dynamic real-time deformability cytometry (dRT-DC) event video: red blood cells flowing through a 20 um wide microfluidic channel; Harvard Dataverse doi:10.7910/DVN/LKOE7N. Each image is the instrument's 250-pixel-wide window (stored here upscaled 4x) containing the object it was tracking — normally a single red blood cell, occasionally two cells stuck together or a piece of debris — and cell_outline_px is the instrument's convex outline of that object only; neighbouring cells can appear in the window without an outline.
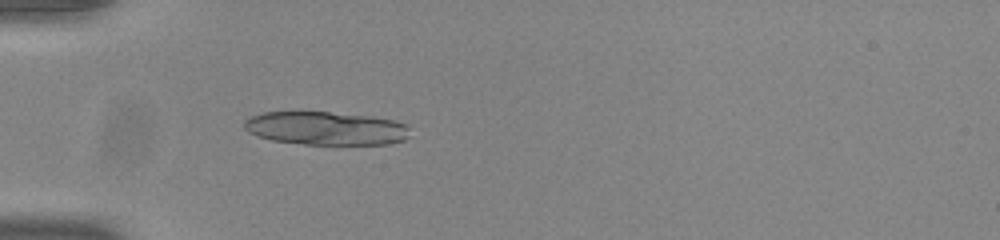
{"species": "common noctule bat (a hibernating species)", "species_latin": "Nyctalus noctula", "temperature_condition": "room temperature", "stored_images_in_passage": 37, "camera_frame_rate_fps": 3000, "um_per_image_px": 0.085, "animal": {"sex": "male", "body_mass_g": 20.0, "forearm_length_mm": 53.3}, "frame": {"image": 1, "passage_image": 1, "time_ms": 0.0, "image_size_px": [1000, 240], "cell_outline_px": [[408, 136], [404, 140], [392, 144], [304, 144], [272, 140], [256, 136], [248, 132], [244, 128], [244, 120], [248, 116], [264, 112], [328, 112], [372, 116], [396, 120], [404, 124], [408, 128]], "centroid_in_image_um": [27.67, 10.9], "position_along_channel_um": 57.3, "area_um2": 32.37}}